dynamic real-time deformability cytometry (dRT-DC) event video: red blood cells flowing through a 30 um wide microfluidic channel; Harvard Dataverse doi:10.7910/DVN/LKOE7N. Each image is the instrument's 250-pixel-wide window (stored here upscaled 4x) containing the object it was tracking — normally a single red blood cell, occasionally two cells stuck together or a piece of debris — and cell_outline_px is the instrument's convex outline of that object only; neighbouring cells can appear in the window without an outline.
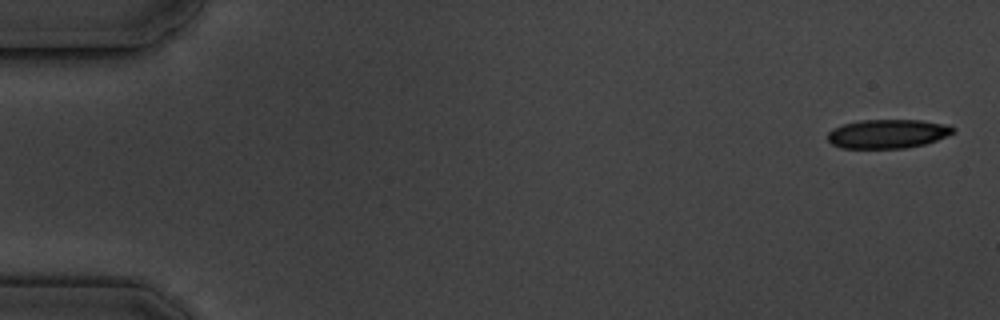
{"species": "common noctule bat (a hibernating species)", "species_latin": "Nyctalus noctula", "temperature_condition": "cold", "stored_images_in_passage": 7, "camera_frame_rate_fps": 3000, "um_per_image_px": 0.085, "animal": {"sex": "male", "body_mass_g": 19.5, "forearm_length_mm": 54.6}, "frame": {"image": 1, "passage_image": 1, "time_ms": 0.0, "image_size_px": [1000, 320], "cell_outline_px": [[956, 132], [936, 140], [924, 144], [904, 148], [840, 148], [832, 144], [828, 140], [828, 132], [832, 128], [844, 124], [860, 120], [920, 120], [948, 124], [956, 128]], "centroid_in_image_um": [75.46, 11.37], "position_along_channel_um": 9.5, "area_um2": 21.27}}
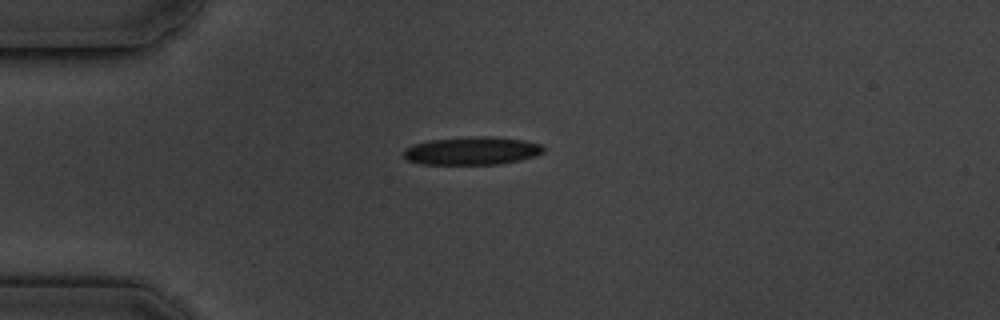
{"frame": {"image": 2, "passage_image": 4, "time_ms": 4.333, "image_size_px": [1000, 320], "cell_outline_px": [[544, 152], [536, 156], [520, 160], [500, 164], [420, 164], [408, 160], [404, 156], [404, 148], [412, 144], [428, 140], [476, 136], [492, 136], [524, 140], [540, 144], [544, 148]], "centroid_in_image_um": [40.12, 12.81], "position_along_channel_um": 44.9, "area_um2": 23.0}}